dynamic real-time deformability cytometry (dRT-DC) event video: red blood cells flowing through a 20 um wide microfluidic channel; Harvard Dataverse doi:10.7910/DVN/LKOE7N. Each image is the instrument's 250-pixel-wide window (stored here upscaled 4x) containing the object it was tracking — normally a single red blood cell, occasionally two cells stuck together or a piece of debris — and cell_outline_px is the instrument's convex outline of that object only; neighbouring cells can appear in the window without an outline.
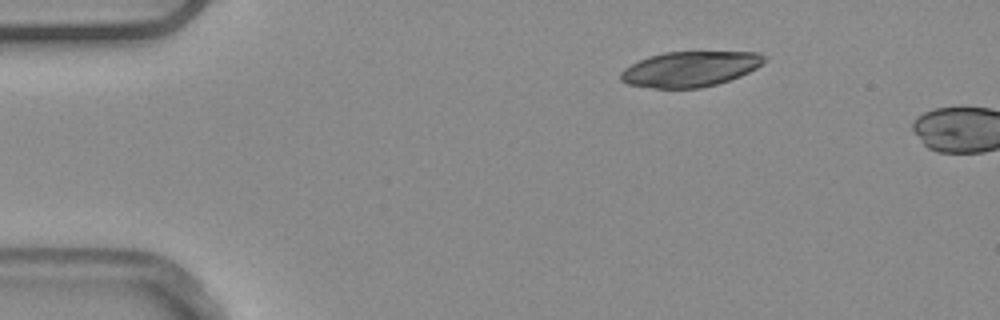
{"species": "common noctule bat (a hibernating species)", "species_latin": "Nyctalus noctula", "temperature_condition": "warm", "stored_images_in_passage": 3, "camera_frame_rate_fps": 3000, "um_per_image_px": 0.085, "animal": {"sex": "male", "body_mass_g": 20.4}, "frame": {"image": 1, "passage_image": 1, "time_ms": 0.0, "image_size_px": [1000, 320], "cell_outline_px": [[768, 60], [764, 64], [740, 76], [716, 84], [700, 88], [656, 88], [628, 84], [620, 80], [620, 72], [624, 68], [648, 56], [664, 52], [760, 52], [768, 56]], "centroid_in_image_um": [58.7, 5.85], "position_along_channel_um": 26.3, "area_um2": 29.65}}